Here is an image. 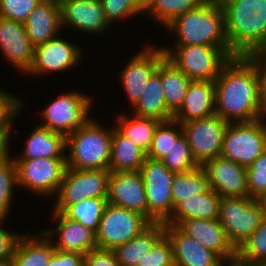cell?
Returning a JSON list of instances; mask_svg holds the SVG:
<instances>
[{"mask_svg":"<svg viewBox=\"0 0 266 266\" xmlns=\"http://www.w3.org/2000/svg\"><path fill=\"white\" fill-rule=\"evenodd\" d=\"M49 266H84V255L55 250Z\"/></svg>","mask_w":266,"mask_h":266,"instance_id":"obj_48","label":"cell"},{"mask_svg":"<svg viewBox=\"0 0 266 266\" xmlns=\"http://www.w3.org/2000/svg\"><path fill=\"white\" fill-rule=\"evenodd\" d=\"M0 266H14L13 258L7 257L0 260Z\"/></svg>","mask_w":266,"mask_h":266,"instance_id":"obj_52","label":"cell"},{"mask_svg":"<svg viewBox=\"0 0 266 266\" xmlns=\"http://www.w3.org/2000/svg\"><path fill=\"white\" fill-rule=\"evenodd\" d=\"M266 207L252 197H221L219 222L237 250L263 222Z\"/></svg>","mask_w":266,"mask_h":266,"instance_id":"obj_7","label":"cell"},{"mask_svg":"<svg viewBox=\"0 0 266 266\" xmlns=\"http://www.w3.org/2000/svg\"><path fill=\"white\" fill-rule=\"evenodd\" d=\"M165 235L163 222L151 223L139 235L125 244L117 246L113 252L121 266H138L146 253Z\"/></svg>","mask_w":266,"mask_h":266,"instance_id":"obj_27","label":"cell"},{"mask_svg":"<svg viewBox=\"0 0 266 266\" xmlns=\"http://www.w3.org/2000/svg\"><path fill=\"white\" fill-rule=\"evenodd\" d=\"M214 83L216 115L228 123L264 118L266 102L260 93L258 73L246 56L232 57Z\"/></svg>","mask_w":266,"mask_h":266,"instance_id":"obj_1","label":"cell"},{"mask_svg":"<svg viewBox=\"0 0 266 266\" xmlns=\"http://www.w3.org/2000/svg\"><path fill=\"white\" fill-rule=\"evenodd\" d=\"M42 0H0V17L24 23Z\"/></svg>","mask_w":266,"mask_h":266,"instance_id":"obj_43","label":"cell"},{"mask_svg":"<svg viewBox=\"0 0 266 266\" xmlns=\"http://www.w3.org/2000/svg\"><path fill=\"white\" fill-rule=\"evenodd\" d=\"M26 34L36 48L61 35V9L59 0H42L23 23Z\"/></svg>","mask_w":266,"mask_h":266,"instance_id":"obj_22","label":"cell"},{"mask_svg":"<svg viewBox=\"0 0 266 266\" xmlns=\"http://www.w3.org/2000/svg\"><path fill=\"white\" fill-rule=\"evenodd\" d=\"M160 76L167 109L174 115L184 102L191 80L167 58L160 63Z\"/></svg>","mask_w":266,"mask_h":266,"instance_id":"obj_32","label":"cell"},{"mask_svg":"<svg viewBox=\"0 0 266 266\" xmlns=\"http://www.w3.org/2000/svg\"><path fill=\"white\" fill-rule=\"evenodd\" d=\"M210 187L220 197H248L246 167L222 156L202 165Z\"/></svg>","mask_w":266,"mask_h":266,"instance_id":"obj_19","label":"cell"},{"mask_svg":"<svg viewBox=\"0 0 266 266\" xmlns=\"http://www.w3.org/2000/svg\"><path fill=\"white\" fill-rule=\"evenodd\" d=\"M161 161L170 171L175 173H186L200 167L192 155L188 140L184 134L175 141L171 150Z\"/></svg>","mask_w":266,"mask_h":266,"instance_id":"obj_38","label":"cell"},{"mask_svg":"<svg viewBox=\"0 0 266 266\" xmlns=\"http://www.w3.org/2000/svg\"><path fill=\"white\" fill-rule=\"evenodd\" d=\"M30 135L19 155L13 159H37V158H66V137L53 132L46 127L36 125L32 128Z\"/></svg>","mask_w":266,"mask_h":266,"instance_id":"obj_25","label":"cell"},{"mask_svg":"<svg viewBox=\"0 0 266 266\" xmlns=\"http://www.w3.org/2000/svg\"><path fill=\"white\" fill-rule=\"evenodd\" d=\"M183 134L181 123L174 119L161 122L154 133L151 147L146 157L154 160H162L175 144V141Z\"/></svg>","mask_w":266,"mask_h":266,"instance_id":"obj_36","label":"cell"},{"mask_svg":"<svg viewBox=\"0 0 266 266\" xmlns=\"http://www.w3.org/2000/svg\"><path fill=\"white\" fill-rule=\"evenodd\" d=\"M250 266H266V263H250Z\"/></svg>","mask_w":266,"mask_h":266,"instance_id":"obj_53","label":"cell"},{"mask_svg":"<svg viewBox=\"0 0 266 266\" xmlns=\"http://www.w3.org/2000/svg\"><path fill=\"white\" fill-rule=\"evenodd\" d=\"M214 81L192 80L189 84L184 102L173 115L179 123L190 122L215 115Z\"/></svg>","mask_w":266,"mask_h":266,"instance_id":"obj_24","label":"cell"},{"mask_svg":"<svg viewBox=\"0 0 266 266\" xmlns=\"http://www.w3.org/2000/svg\"><path fill=\"white\" fill-rule=\"evenodd\" d=\"M84 266H121L113 250L95 249L84 256Z\"/></svg>","mask_w":266,"mask_h":266,"instance_id":"obj_47","label":"cell"},{"mask_svg":"<svg viewBox=\"0 0 266 266\" xmlns=\"http://www.w3.org/2000/svg\"><path fill=\"white\" fill-rule=\"evenodd\" d=\"M260 201L263 203V205L266 207V193L265 195L260 199Z\"/></svg>","mask_w":266,"mask_h":266,"instance_id":"obj_54","label":"cell"},{"mask_svg":"<svg viewBox=\"0 0 266 266\" xmlns=\"http://www.w3.org/2000/svg\"><path fill=\"white\" fill-rule=\"evenodd\" d=\"M15 128H1L0 129V166L8 163L13 159L11 155V132H14Z\"/></svg>","mask_w":266,"mask_h":266,"instance_id":"obj_49","label":"cell"},{"mask_svg":"<svg viewBox=\"0 0 266 266\" xmlns=\"http://www.w3.org/2000/svg\"><path fill=\"white\" fill-rule=\"evenodd\" d=\"M137 5L145 11L154 0H134Z\"/></svg>","mask_w":266,"mask_h":266,"instance_id":"obj_51","label":"cell"},{"mask_svg":"<svg viewBox=\"0 0 266 266\" xmlns=\"http://www.w3.org/2000/svg\"><path fill=\"white\" fill-rule=\"evenodd\" d=\"M106 20L111 26L123 20L136 19L144 15V11L134 0H100ZM122 20V21H121ZM113 24V25H112Z\"/></svg>","mask_w":266,"mask_h":266,"instance_id":"obj_40","label":"cell"},{"mask_svg":"<svg viewBox=\"0 0 266 266\" xmlns=\"http://www.w3.org/2000/svg\"><path fill=\"white\" fill-rule=\"evenodd\" d=\"M237 255L248 263H266V216L250 237L237 249Z\"/></svg>","mask_w":266,"mask_h":266,"instance_id":"obj_39","label":"cell"},{"mask_svg":"<svg viewBox=\"0 0 266 266\" xmlns=\"http://www.w3.org/2000/svg\"><path fill=\"white\" fill-rule=\"evenodd\" d=\"M107 202L141 214L148 220L145 185L140 171L111 172Z\"/></svg>","mask_w":266,"mask_h":266,"instance_id":"obj_18","label":"cell"},{"mask_svg":"<svg viewBox=\"0 0 266 266\" xmlns=\"http://www.w3.org/2000/svg\"><path fill=\"white\" fill-rule=\"evenodd\" d=\"M165 31L173 34L174 41L176 38L174 45L219 46L236 56L227 47L225 14L219 0H205L196 9L178 16Z\"/></svg>","mask_w":266,"mask_h":266,"instance_id":"obj_3","label":"cell"},{"mask_svg":"<svg viewBox=\"0 0 266 266\" xmlns=\"http://www.w3.org/2000/svg\"><path fill=\"white\" fill-rule=\"evenodd\" d=\"M35 47L30 42L23 23L0 17V53L10 66L24 75L34 60Z\"/></svg>","mask_w":266,"mask_h":266,"instance_id":"obj_20","label":"cell"},{"mask_svg":"<svg viewBox=\"0 0 266 266\" xmlns=\"http://www.w3.org/2000/svg\"><path fill=\"white\" fill-rule=\"evenodd\" d=\"M59 3L64 31L68 28L86 36L99 37L113 27L105 18L100 0H59Z\"/></svg>","mask_w":266,"mask_h":266,"instance_id":"obj_16","label":"cell"},{"mask_svg":"<svg viewBox=\"0 0 266 266\" xmlns=\"http://www.w3.org/2000/svg\"><path fill=\"white\" fill-rule=\"evenodd\" d=\"M264 119L266 120V103H265V116Z\"/></svg>","mask_w":266,"mask_h":266,"instance_id":"obj_55","label":"cell"},{"mask_svg":"<svg viewBox=\"0 0 266 266\" xmlns=\"http://www.w3.org/2000/svg\"><path fill=\"white\" fill-rule=\"evenodd\" d=\"M145 158L146 153L113 126L108 169L111 172L140 171Z\"/></svg>","mask_w":266,"mask_h":266,"instance_id":"obj_30","label":"cell"},{"mask_svg":"<svg viewBox=\"0 0 266 266\" xmlns=\"http://www.w3.org/2000/svg\"><path fill=\"white\" fill-rule=\"evenodd\" d=\"M148 205L150 223L165 222L173 212L171 187L175 172L170 171L161 160L146 157L140 168Z\"/></svg>","mask_w":266,"mask_h":266,"instance_id":"obj_11","label":"cell"},{"mask_svg":"<svg viewBox=\"0 0 266 266\" xmlns=\"http://www.w3.org/2000/svg\"><path fill=\"white\" fill-rule=\"evenodd\" d=\"M95 117L92 116L82 127L66 137V166L68 168L108 169L113 125L104 126Z\"/></svg>","mask_w":266,"mask_h":266,"instance_id":"obj_4","label":"cell"},{"mask_svg":"<svg viewBox=\"0 0 266 266\" xmlns=\"http://www.w3.org/2000/svg\"><path fill=\"white\" fill-rule=\"evenodd\" d=\"M165 235L173 248L174 266H219L221 258L184 234L176 225H165Z\"/></svg>","mask_w":266,"mask_h":266,"instance_id":"obj_23","label":"cell"},{"mask_svg":"<svg viewBox=\"0 0 266 266\" xmlns=\"http://www.w3.org/2000/svg\"><path fill=\"white\" fill-rule=\"evenodd\" d=\"M130 113L138 117L154 118L161 122L173 119L167 109L160 76V64L152 74L143 90L140 100L132 107Z\"/></svg>","mask_w":266,"mask_h":266,"instance_id":"obj_29","label":"cell"},{"mask_svg":"<svg viewBox=\"0 0 266 266\" xmlns=\"http://www.w3.org/2000/svg\"><path fill=\"white\" fill-rule=\"evenodd\" d=\"M49 215V218H52L51 220H54L56 225L54 228L49 227L42 231L51 239L56 250L79 253L85 256L90 251L98 249L96 232L75 220L69 219L61 212H51Z\"/></svg>","mask_w":266,"mask_h":266,"instance_id":"obj_17","label":"cell"},{"mask_svg":"<svg viewBox=\"0 0 266 266\" xmlns=\"http://www.w3.org/2000/svg\"><path fill=\"white\" fill-rule=\"evenodd\" d=\"M5 221L0 220V260L13 256L16 244L23 234L21 231L14 233L12 229L4 228Z\"/></svg>","mask_w":266,"mask_h":266,"instance_id":"obj_45","label":"cell"},{"mask_svg":"<svg viewBox=\"0 0 266 266\" xmlns=\"http://www.w3.org/2000/svg\"><path fill=\"white\" fill-rule=\"evenodd\" d=\"M138 266H174L172 244L166 235L146 253Z\"/></svg>","mask_w":266,"mask_h":266,"instance_id":"obj_44","label":"cell"},{"mask_svg":"<svg viewBox=\"0 0 266 266\" xmlns=\"http://www.w3.org/2000/svg\"><path fill=\"white\" fill-rule=\"evenodd\" d=\"M25 100L22 97L7 92L0 86V129L14 128L15 122L23 113Z\"/></svg>","mask_w":266,"mask_h":266,"instance_id":"obj_41","label":"cell"},{"mask_svg":"<svg viewBox=\"0 0 266 266\" xmlns=\"http://www.w3.org/2000/svg\"><path fill=\"white\" fill-rule=\"evenodd\" d=\"M248 196L261 199L266 193V150L246 168Z\"/></svg>","mask_w":266,"mask_h":266,"instance_id":"obj_42","label":"cell"},{"mask_svg":"<svg viewBox=\"0 0 266 266\" xmlns=\"http://www.w3.org/2000/svg\"><path fill=\"white\" fill-rule=\"evenodd\" d=\"M113 125L125 137L132 140L146 154L148 153L154 133L161 121L154 118L138 117L122 112L118 114Z\"/></svg>","mask_w":266,"mask_h":266,"instance_id":"obj_31","label":"cell"},{"mask_svg":"<svg viewBox=\"0 0 266 266\" xmlns=\"http://www.w3.org/2000/svg\"><path fill=\"white\" fill-rule=\"evenodd\" d=\"M245 56L252 62L253 66L257 70L260 93L262 98L266 102V50L259 48L253 50Z\"/></svg>","mask_w":266,"mask_h":266,"instance_id":"obj_46","label":"cell"},{"mask_svg":"<svg viewBox=\"0 0 266 266\" xmlns=\"http://www.w3.org/2000/svg\"><path fill=\"white\" fill-rule=\"evenodd\" d=\"M166 58L191 81H215L232 56L219 46L173 45L162 46Z\"/></svg>","mask_w":266,"mask_h":266,"instance_id":"obj_5","label":"cell"},{"mask_svg":"<svg viewBox=\"0 0 266 266\" xmlns=\"http://www.w3.org/2000/svg\"><path fill=\"white\" fill-rule=\"evenodd\" d=\"M18 190L24 189L43 199L57 195L66 169V158L14 159Z\"/></svg>","mask_w":266,"mask_h":266,"instance_id":"obj_9","label":"cell"},{"mask_svg":"<svg viewBox=\"0 0 266 266\" xmlns=\"http://www.w3.org/2000/svg\"><path fill=\"white\" fill-rule=\"evenodd\" d=\"M59 94L38 112L42 120L39 125L67 137L93 116L95 99L76 89Z\"/></svg>","mask_w":266,"mask_h":266,"instance_id":"obj_6","label":"cell"},{"mask_svg":"<svg viewBox=\"0 0 266 266\" xmlns=\"http://www.w3.org/2000/svg\"><path fill=\"white\" fill-rule=\"evenodd\" d=\"M143 44L141 50L132 54L125 67L118 71V80L126 94V103L132 108L141 97L143 90L159 64L166 58L162 46ZM150 45V46H149Z\"/></svg>","mask_w":266,"mask_h":266,"instance_id":"obj_13","label":"cell"},{"mask_svg":"<svg viewBox=\"0 0 266 266\" xmlns=\"http://www.w3.org/2000/svg\"><path fill=\"white\" fill-rule=\"evenodd\" d=\"M176 226L187 236L216 253L222 260L237 255L219 219L192 218L179 221Z\"/></svg>","mask_w":266,"mask_h":266,"instance_id":"obj_21","label":"cell"},{"mask_svg":"<svg viewBox=\"0 0 266 266\" xmlns=\"http://www.w3.org/2000/svg\"><path fill=\"white\" fill-rule=\"evenodd\" d=\"M150 224L141 214L108 203L96 232L98 249L114 250L139 235Z\"/></svg>","mask_w":266,"mask_h":266,"instance_id":"obj_12","label":"cell"},{"mask_svg":"<svg viewBox=\"0 0 266 266\" xmlns=\"http://www.w3.org/2000/svg\"><path fill=\"white\" fill-rule=\"evenodd\" d=\"M109 169L79 170L66 167L52 212L63 213L83 199L107 198Z\"/></svg>","mask_w":266,"mask_h":266,"instance_id":"obj_8","label":"cell"},{"mask_svg":"<svg viewBox=\"0 0 266 266\" xmlns=\"http://www.w3.org/2000/svg\"><path fill=\"white\" fill-rule=\"evenodd\" d=\"M228 124L226 120L216 114L181 123L192 155L200 166L210 159L221 156L224 134Z\"/></svg>","mask_w":266,"mask_h":266,"instance_id":"obj_15","label":"cell"},{"mask_svg":"<svg viewBox=\"0 0 266 266\" xmlns=\"http://www.w3.org/2000/svg\"><path fill=\"white\" fill-rule=\"evenodd\" d=\"M210 189V182L202 166L190 172L176 173L171 187L173 209L179 202Z\"/></svg>","mask_w":266,"mask_h":266,"instance_id":"obj_33","label":"cell"},{"mask_svg":"<svg viewBox=\"0 0 266 266\" xmlns=\"http://www.w3.org/2000/svg\"><path fill=\"white\" fill-rule=\"evenodd\" d=\"M266 150V120L229 123L221 156L249 167Z\"/></svg>","mask_w":266,"mask_h":266,"instance_id":"obj_10","label":"cell"},{"mask_svg":"<svg viewBox=\"0 0 266 266\" xmlns=\"http://www.w3.org/2000/svg\"><path fill=\"white\" fill-rule=\"evenodd\" d=\"M225 14L227 47L245 56L266 44V0H219Z\"/></svg>","mask_w":266,"mask_h":266,"instance_id":"obj_2","label":"cell"},{"mask_svg":"<svg viewBox=\"0 0 266 266\" xmlns=\"http://www.w3.org/2000/svg\"><path fill=\"white\" fill-rule=\"evenodd\" d=\"M205 0H154L144 11L147 19L154 20L166 28L178 16L187 11L196 9Z\"/></svg>","mask_w":266,"mask_h":266,"instance_id":"obj_34","label":"cell"},{"mask_svg":"<svg viewBox=\"0 0 266 266\" xmlns=\"http://www.w3.org/2000/svg\"><path fill=\"white\" fill-rule=\"evenodd\" d=\"M107 204V198L83 199L76 204L70 205L63 214L69 219L75 220L97 232Z\"/></svg>","mask_w":266,"mask_h":266,"instance_id":"obj_35","label":"cell"},{"mask_svg":"<svg viewBox=\"0 0 266 266\" xmlns=\"http://www.w3.org/2000/svg\"><path fill=\"white\" fill-rule=\"evenodd\" d=\"M58 37L48 40L35 48L33 63L26 74L31 76L69 72L81 66L84 51L73 40ZM74 43H72V42ZM79 65V66H77Z\"/></svg>","mask_w":266,"mask_h":266,"instance_id":"obj_14","label":"cell"},{"mask_svg":"<svg viewBox=\"0 0 266 266\" xmlns=\"http://www.w3.org/2000/svg\"><path fill=\"white\" fill-rule=\"evenodd\" d=\"M219 266H250V263L242 260L238 255L221 260Z\"/></svg>","mask_w":266,"mask_h":266,"instance_id":"obj_50","label":"cell"},{"mask_svg":"<svg viewBox=\"0 0 266 266\" xmlns=\"http://www.w3.org/2000/svg\"><path fill=\"white\" fill-rule=\"evenodd\" d=\"M221 197L212 189L179 202L173 209L165 225H176L179 221L192 218L218 219Z\"/></svg>","mask_w":266,"mask_h":266,"instance_id":"obj_28","label":"cell"},{"mask_svg":"<svg viewBox=\"0 0 266 266\" xmlns=\"http://www.w3.org/2000/svg\"><path fill=\"white\" fill-rule=\"evenodd\" d=\"M32 233L23 232L20 236L12 256L14 266H49V261L56 250L51 239L42 229L40 232Z\"/></svg>","mask_w":266,"mask_h":266,"instance_id":"obj_26","label":"cell"},{"mask_svg":"<svg viewBox=\"0 0 266 266\" xmlns=\"http://www.w3.org/2000/svg\"><path fill=\"white\" fill-rule=\"evenodd\" d=\"M16 188L18 189L17 166L12 159L0 166V220L9 219Z\"/></svg>","mask_w":266,"mask_h":266,"instance_id":"obj_37","label":"cell"}]
</instances>
